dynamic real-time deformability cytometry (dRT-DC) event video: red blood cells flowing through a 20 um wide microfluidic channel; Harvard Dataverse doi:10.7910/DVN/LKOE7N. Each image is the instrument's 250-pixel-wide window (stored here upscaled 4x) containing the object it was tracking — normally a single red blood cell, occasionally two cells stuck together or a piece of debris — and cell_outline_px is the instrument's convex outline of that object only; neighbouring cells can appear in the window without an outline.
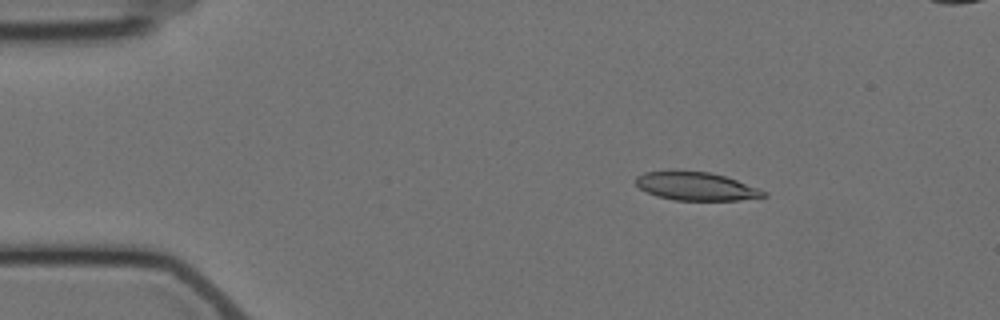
{"species": "Egyptian fruit bat (a non-hibernating species)", "species_latin": "Rousettus aegyptiacus", "temperature_condition": "cold", "stored_images_in_passage": 7, "camera_frame_rate_fps": 3000, "um_per_image_px": 0.085, "animal": {"sex": "female"}, "frame": {"image": 1, "passage_image": 3, "time_ms": 2.333, "image_size_px": [1000, 320], "cell_outline_px": [[768, 196], [736, 200], [676, 200], [656, 196], [640, 188], [636, 184], [636, 176], [644, 172], [708, 172], [724, 176], [736, 180], [768, 192]], "centroid_in_image_um": [59.18, 15.85], "position_along_channel_um": 25.8, "area_um2": 20.52}}
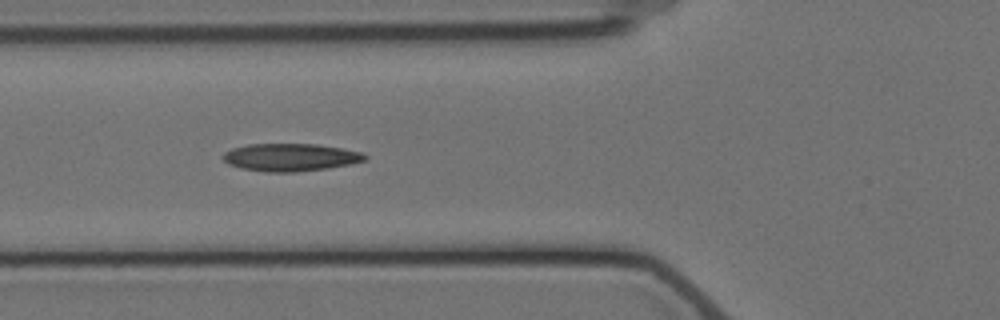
{"frame": {"image": 2, "passage_image": 6, "time_ms": 6.333, "image_size_px": [1000, 320], "cell_outline_px": [[368, 160], [352, 164], [328, 168], [296, 172], [268, 172], [240, 168], [228, 164], [220, 156], [224, 152], [232, 148], [248, 144], [316, 144], [340, 148], [360, 152], [368, 156]], "centroid_in_image_um": [24.68, 13.37], "position_along_channel_um": 101.1, "area_um2": 23.0}}
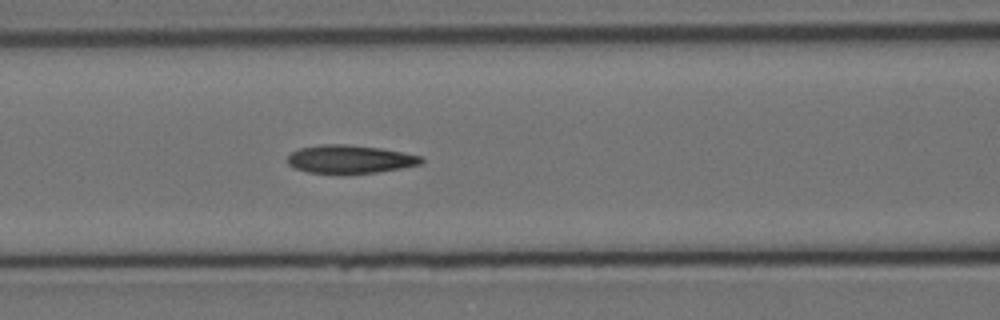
{"frame": {"image": 3, "passage_image": 7, "time_ms": 7.333, "image_size_px": [1000, 320], "cell_outline_px": [[424, 160], [420, 164], [400, 168], [376, 172], [344, 176], [308, 172], [296, 168], [288, 164], [288, 156], [292, 152], [300, 148], [320, 144], [348, 144], [380, 148], [404, 152], [420, 156]], "centroid_in_image_um": [29.72, 13.55], "position_along_channel_um": 136.9, "area_um2": 22.48}}